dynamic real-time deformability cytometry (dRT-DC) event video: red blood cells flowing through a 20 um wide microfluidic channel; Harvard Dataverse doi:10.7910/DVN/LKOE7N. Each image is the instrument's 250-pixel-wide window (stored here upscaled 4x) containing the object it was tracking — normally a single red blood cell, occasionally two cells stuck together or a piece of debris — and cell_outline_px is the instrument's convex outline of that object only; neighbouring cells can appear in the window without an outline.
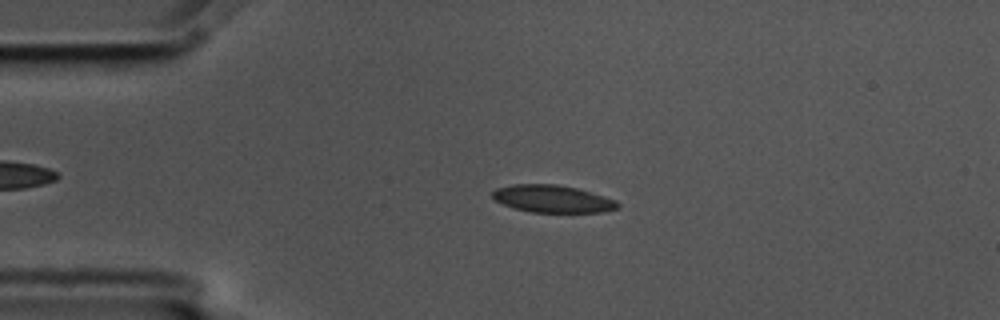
{"species": "common noctule bat (a hibernating species)", "species_latin": "Nyctalus noctula", "temperature_condition": "cold", "stored_images_in_passage": 4, "camera_frame_rate_fps": 3000, "um_per_image_px": 0.085, "animal": {"sex": "male", "body_mass_g": 17.5, "forearm_length_mm": 52.3}, "frame": {"image": 1, "passage_image": 2, "time_ms": 0.333, "image_size_px": [1000, 320], "cell_outline_px": [[620, 208], [604, 212], [532, 212], [512, 208], [496, 200], [492, 196], [492, 192], [496, 188], [512, 184], [556, 184], [576, 188], [604, 196], [616, 200], [620, 204]], "centroid_in_image_um": [46.98, 16.9], "position_along_channel_um": 38.0, "area_um2": 20.0}}